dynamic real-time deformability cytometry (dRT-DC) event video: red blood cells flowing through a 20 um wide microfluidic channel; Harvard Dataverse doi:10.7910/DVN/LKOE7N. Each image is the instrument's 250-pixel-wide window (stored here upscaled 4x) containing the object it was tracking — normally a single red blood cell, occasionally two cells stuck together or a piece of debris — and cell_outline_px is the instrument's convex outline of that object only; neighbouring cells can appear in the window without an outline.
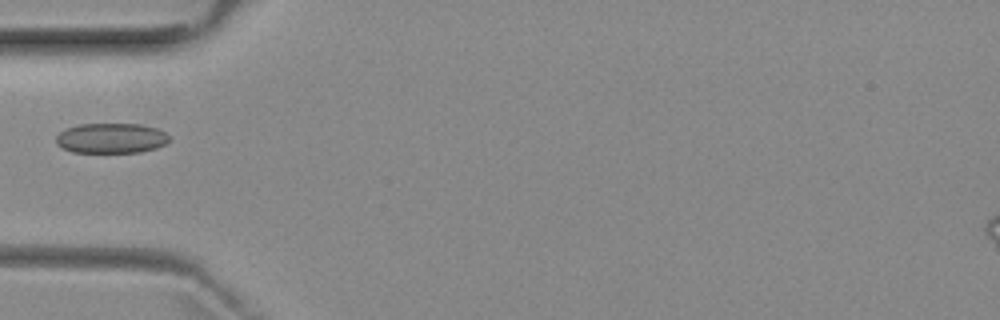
{"species": "common noctule bat (a hibernating species)", "species_latin": "Nyctalus noctula", "temperature_condition": "room temperature", "stored_images_in_passage": 1, "camera_frame_rate_fps": 3000, "um_per_image_px": 0.085, "animal": {"sex": "female", "body_mass_g": 29.2, "forearm_length_mm": 56.3}, "frame": {"image": 1, "passage_image": 1, "time_ms": 0.0, "image_size_px": [1000, 320], "cell_outline_px": [[172, 140], [156, 148], [140, 152], [72, 152], [56, 144], [56, 136], [60, 132], [68, 128], [80, 124], [140, 124], [156, 128], [172, 136]], "centroid_in_image_um": [9.49, 11.74], "position_along_channel_um": 75.5, "area_um2": 19.88}}